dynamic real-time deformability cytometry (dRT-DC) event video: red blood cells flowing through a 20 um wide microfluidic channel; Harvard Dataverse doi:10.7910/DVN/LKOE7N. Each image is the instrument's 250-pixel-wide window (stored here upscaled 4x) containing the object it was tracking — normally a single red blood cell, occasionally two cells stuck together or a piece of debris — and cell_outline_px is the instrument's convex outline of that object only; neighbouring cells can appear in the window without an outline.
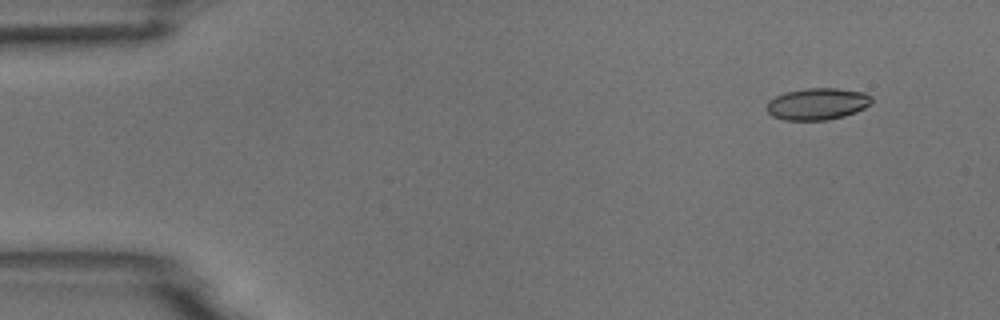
{"species": "common noctule bat (a hibernating species)", "species_latin": "Nyctalus noctula", "temperature_condition": "room temperature", "stored_images_in_passage": 5, "camera_frame_rate_fps": 3000, "um_per_image_px": 0.085, "animal": {"sex": "male", "body_mass_g": 18.8}, "frame": {"image": 1, "passage_image": 1, "time_ms": 0.0, "image_size_px": [1000, 320], "cell_outline_px": [[872, 104], [856, 112], [844, 116], [828, 120], [784, 120], [772, 116], [764, 108], [768, 100], [784, 92], [808, 88], [836, 88], [864, 92], [872, 96]], "centroid_in_image_um": [69.46, 8.83], "position_along_channel_um": 15.5, "area_um2": 19.71}}
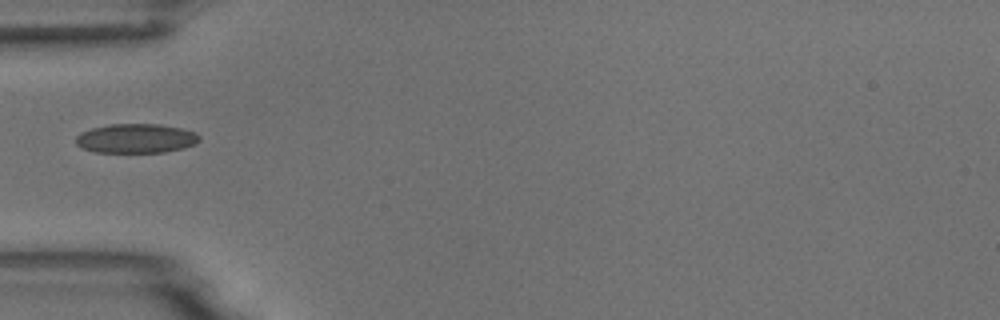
{"frame": {"image": 2, "passage_image": 4, "time_ms": 4.333, "image_size_px": [1000, 320], "cell_outline_px": [[200, 140], [196, 144], [184, 148], [164, 152], [96, 152], [84, 148], [76, 144], [76, 136], [80, 132], [92, 128], [108, 124], [160, 124], [180, 128], [196, 132], [200, 136]], "centroid_in_image_um": [11.59, 11.76], "position_along_channel_um": 73.4, "area_um2": 21.15}}